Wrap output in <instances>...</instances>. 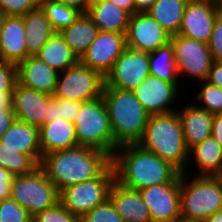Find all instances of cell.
I'll list each match as a JSON object with an SVG mask.
<instances>
[{"label": "cell", "mask_w": 222, "mask_h": 222, "mask_svg": "<svg viewBox=\"0 0 222 222\" xmlns=\"http://www.w3.org/2000/svg\"><path fill=\"white\" fill-rule=\"evenodd\" d=\"M16 120L13 110H0V139Z\"/></svg>", "instance_id": "cell-43"}, {"label": "cell", "mask_w": 222, "mask_h": 222, "mask_svg": "<svg viewBox=\"0 0 222 222\" xmlns=\"http://www.w3.org/2000/svg\"><path fill=\"white\" fill-rule=\"evenodd\" d=\"M51 98V95L16 82L13 90V111L16 119L40 128L45 123L47 102Z\"/></svg>", "instance_id": "cell-17"}, {"label": "cell", "mask_w": 222, "mask_h": 222, "mask_svg": "<svg viewBox=\"0 0 222 222\" xmlns=\"http://www.w3.org/2000/svg\"><path fill=\"white\" fill-rule=\"evenodd\" d=\"M104 99L114 138V152L123 145L138 144L145 132L150 114L134 91L104 87Z\"/></svg>", "instance_id": "cell-3"}, {"label": "cell", "mask_w": 222, "mask_h": 222, "mask_svg": "<svg viewBox=\"0 0 222 222\" xmlns=\"http://www.w3.org/2000/svg\"><path fill=\"white\" fill-rule=\"evenodd\" d=\"M188 1L189 0H156L147 13L171 36L177 35Z\"/></svg>", "instance_id": "cell-30"}, {"label": "cell", "mask_w": 222, "mask_h": 222, "mask_svg": "<svg viewBox=\"0 0 222 222\" xmlns=\"http://www.w3.org/2000/svg\"><path fill=\"white\" fill-rule=\"evenodd\" d=\"M37 56L59 73L79 61L60 32H55L52 35Z\"/></svg>", "instance_id": "cell-28"}, {"label": "cell", "mask_w": 222, "mask_h": 222, "mask_svg": "<svg viewBox=\"0 0 222 222\" xmlns=\"http://www.w3.org/2000/svg\"><path fill=\"white\" fill-rule=\"evenodd\" d=\"M3 17H4V14L0 10V31H1V25H2V21H3Z\"/></svg>", "instance_id": "cell-51"}, {"label": "cell", "mask_w": 222, "mask_h": 222, "mask_svg": "<svg viewBox=\"0 0 222 222\" xmlns=\"http://www.w3.org/2000/svg\"><path fill=\"white\" fill-rule=\"evenodd\" d=\"M5 148L30 155L38 164L42 158L39 128L16 119L0 139Z\"/></svg>", "instance_id": "cell-23"}, {"label": "cell", "mask_w": 222, "mask_h": 222, "mask_svg": "<svg viewBox=\"0 0 222 222\" xmlns=\"http://www.w3.org/2000/svg\"><path fill=\"white\" fill-rule=\"evenodd\" d=\"M86 13L99 31L126 34L131 14L110 0H90Z\"/></svg>", "instance_id": "cell-24"}, {"label": "cell", "mask_w": 222, "mask_h": 222, "mask_svg": "<svg viewBox=\"0 0 222 222\" xmlns=\"http://www.w3.org/2000/svg\"><path fill=\"white\" fill-rule=\"evenodd\" d=\"M56 119H61L58 112V104L51 98L47 102V112L45 115V123L51 122Z\"/></svg>", "instance_id": "cell-45"}, {"label": "cell", "mask_w": 222, "mask_h": 222, "mask_svg": "<svg viewBox=\"0 0 222 222\" xmlns=\"http://www.w3.org/2000/svg\"><path fill=\"white\" fill-rule=\"evenodd\" d=\"M136 13L148 12L156 0H134Z\"/></svg>", "instance_id": "cell-49"}, {"label": "cell", "mask_w": 222, "mask_h": 222, "mask_svg": "<svg viewBox=\"0 0 222 222\" xmlns=\"http://www.w3.org/2000/svg\"><path fill=\"white\" fill-rule=\"evenodd\" d=\"M149 76V53L126 47L105 77L104 87L133 91Z\"/></svg>", "instance_id": "cell-11"}, {"label": "cell", "mask_w": 222, "mask_h": 222, "mask_svg": "<svg viewBox=\"0 0 222 222\" xmlns=\"http://www.w3.org/2000/svg\"><path fill=\"white\" fill-rule=\"evenodd\" d=\"M109 199L124 222H152L150 210L139 191L115 181L110 188Z\"/></svg>", "instance_id": "cell-22"}, {"label": "cell", "mask_w": 222, "mask_h": 222, "mask_svg": "<svg viewBox=\"0 0 222 222\" xmlns=\"http://www.w3.org/2000/svg\"><path fill=\"white\" fill-rule=\"evenodd\" d=\"M0 167L10 171L14 176H19L32 173L39 164L30 155L5 148L0 141Z\"/></svg>", "instance_id": "cell-33"}, {"label": "cell", "mask_w": 222, "mask_h": 222, "mask_svg": "<svg viewBox=\"0 0 222 222\" xmlns=\"http://www.w3.org/2000/svg\"><path fill=\"white\" fill-rule=\"evenodd\" d=\"M66 6L76 8L80 10L82 13H86L90 0H55Z\"/></svg>", "instance_id": "cell-46"}, {"label": "cell", "mask_w": 222, "mask_h": 222, "mask_svg": "<svg viewBox=\"0 0 222 222\" xmlns=\"http://www.w3.org/2000/svg\"><path fill=\"white\" fill-rule=\"evenodd\" d=\"M79 222H124V220L115 210L110 199H107L84 215Z\"/></svg>", "instance_id": "cell-35"}, {"label": "cell", "mask_w": 222, "mask_h": 222, "mask_svg": "<svg viewBox=\"0 0 222 222\" xmlns=\"http://www.w3.org/2000/svg\"><path fill=\"white\" fill-rule=\"evenodd\" d=\"M206 82L222 89V61L213 62Z\"/></svg>", "instance_id": "cell-42"}, {"label": "cell", "mask_w": 222, "mask_h": 222, "mask_svg": "<svg viewBox=\"0 0 222 222\" xmlns=\"http://www.w3.org/2000/svg\"><path fill=\"white\" fill-rule=\"evenodd\" d=\"M152 222H178L180 213V174L170 183L139 190Z\"/></svg>", "instance_id": "cell-13"}, {"label": "cell", "mask_w": 222, "mask_h": 222, "mask_svg": "<svg viewBox=\"0 0 222 222\" xmlns=\"http://www.w3.org/2000/svg\"><path fill=\"white\" fill-rule=\"evenodd\" d=\"M126 47L153 52L170 42L171 35L147 12L131 15L125 34Z\"/></svg>", "instance_id": "cell-15"}, {"label": "cell", "mask_w": 222, "mask_h": 222, "mask_svg": "<svg viewBox=\"0 0 222 222\" xmlns=\"http://www.w3.org/2000/svg\"><path fill=\"white\" fill-rule=\"evenodd\" d=\"M23 20L27 57L37 56L55 31L39 5L24 15Z\"/></svg>", "instance_id": "cell-26"}, {"label": "cell", "mask_w": 222, "mask_h": 222, "mask_svg": "<svg viewBox=\"0 0 222 222\" xmlns=\"http://www.w3.org/2000/svg\"><path fill=\"white\" fill-rule=\"evenodd\" d=\"M196 93L193 96L185 95L184 97L193 101L197 107L205 109L211 114H221L222 113V89L209 84L206 81L195 83ZM199 90V91H197ZM188 96V97H187ZM190 97H193L190 99ZM194 99V100H193Z\"/></svg>", "instance_id": "cell-32"}, {"label": "cell", "mask_w": 222, "mask_h": 222, "mask_svg": "<svg viewBox=\"0 0 222 222\" xmlns=\"http://www.w3.org/2000/svg\"><path fill=\"white\" fill-rule=\"evenodd\" d=\"M118 7L126 10L131 15L136 13L135 1L134 0H110Z\"/></svg>", "instance_id": "cell-48"}, {"label": "cell", "mask_w": 222, "mask_h": 222, "mask_svg": "<svg viewBox=\"0 0 222 222\" xmlns=\"http://www.w3.org/2000/svg\"><path fill=\"white\" fill-rule=\"evenodd\" d=\"M39 136L42 156L78 146L74 123L63 118L44 123Z\"/></svg>", "instance_id": "cell-25"}, {"label": "cell", "mask_w": 222, "mask_h": 222, "mask_svg": "<svg viewBox=\"0 0 222 222\" xmlns=\"http://www.w3.org/2000/svg\"><path fill=\"white\" fill-rule=\"evenodd\" d=\"M17 82V65L0 60V92L13 91Z\"/></svg>", "instance_id": "cell-39"}, {"label": "cell", "mask_w": 222, "mask_h": 222, "mask_svg": "<svg viewBox=\"0 0 222 222\" xmlns=\"http://www.w3.org/2000/svg\"><path fill=\"white\" fill-rule=\"evenodd\" d=\"M179 104L176 110L183 128L184 142L188 150L211 137L214 115L194 103Z\"/></svg>", "instance_id": "cell-18"}, {"label": "cell", "mask_w": 222, "mask_h": 222, "mask_svg": "<svg viewBox=\"0 0 222 222\" xmlns=\"http://www.w3.org/2000/svg\"><path fill=\"white\" fill-rule=\"evenodd\" d=\"M59 72L38 56L26 57L17 64V82L30 89L53 96Z\"/></svg>", "instance_id": "cell-19"}, {"label": "cell", "mask_w": 222, "mask_h": 222, "mask_svg": "<svg viewBox=\"0 0 222 222\" xmlns=\"http://www.w3.org/2000/svg\"><path fill=\"white\" fill-rule=\"evenodd\" d=\"M10 198L34 216L59 203L60 192L38 167L32 173L13 177Z\"/></svg>", "instance_id": "cell-7"}, {"label": "cell", "mask_w": 222, "mask_h": 222, "mask_svg": "<svg viewBox=\"0 0 222 222\" xmlns=\"http://www.w3.org/2000/svg\"><path fill=\"white\" fill-rule=\"evenodd\" d=\"M32 222H79V219L59 202L55 206L35 214Z\"/></svg>", "instance_id": "cell-36"}, {"label": "cell", "mask_w": 222, "mask_h": 222, "mask_svg": "<svg viewBox=\"0 0 222 222\" xmlns=\"http://www.w3.org/2000/svg\"><path fill=\"white\" fill-rule=\"evenodd\" d=\"M105 78L78 61L59 73L54 97L87 102L102 96Z\"/></svg>", "instance_id": "cell-10"}, {"label": "cell", "mask_w": 222, "mask_h": 222, "mask_svg": "<svg viewBox=\"0 0 222 222\" xmlns=\"http://www.w3.org/2000/svg\"><path fill=\"white\" fill-rule=\"evenodd\" d=\"M221 10L222 0H189L178 35L208 44L215 19Z\"/></svg>", "instance_id": "cell-12"}, {"label": "cell", "mask_w": 222, "mask_h": 222, "mask_svg": "<svg viewBox=\"0 0 222 222\" xmlns=\"http://www.w3.org/2000/svg\"><path fill=\"white\" fill-rule=\"evenodd\" d=\"M39 5L38 0H0L4 16H24Z\"/></svg>", "instance_id": "cell-37"}, {"label": "cell", "mask_w": 222, "mask_h": 222, "mask_svg": "<svg viewBox=\"0 0 222 222\" xmlns=\"http://www.w3.org/2000/svg\"><path fill=\"white\" fill-rule=\"evenodd\" d=\"M0 110H13V91L0 92Z\"/></svg>", "instance_id": "cell-47"}, {"label": "cell", "mask_w": 222, "mask_h": 222, "mask_svg": "<svg viewBox=\"0 0 222 222\" xmlns=\"http://www.w3.org/2000/svg\"><path fill=\"white\" fill-rule=\"evenodd\" d=\"M33 216L12 198L0 201V222H32Z\"/></svg>", "instance_id": "cell-34"}, {"label": "cell", "mask_w": 222, "mask_h": 222, "mask_svg": "<svg viewBox=\"0 0 222 222\" xmlns=\"http://www.w3.org/2000/svg\"><path fill=\"white\" fill-rule=\"evenodd\" d=\"M184 90L180 91L174 84L150 75L133 91L143 108L150 115H157L176 111L181 103L177 102L181 100V93H187V89Z\"/></svg>", "instance_id": "cell-14"}, {"label": "cell", "mask_w": 222, "mask_h": 222, "mask_svg": "<svg viewBox=\"0 0 222 222\" xmlns=\"http://www.w3.org/2000/svg\"><path fill=\"white\" fill-rule=\"evenodd\" d=\"M52 99L58 104L59 116L69 122L74 123L77 117L81 103L80 101L66 100L58 97L52 96Z\"/></svg>", "instance_id": "cell-40"}, {"label": "cell", "mask_w": 222, "mask_h": 222, "mask_svg": "<svg viewBox=\"0 0 222 222\" xmlns=\"http://www.w3.org/2000/svg\"><path fill=\"white\" fill-rule=\"evenodd\" d=\"M194 166L198 171L192 174ZM184 173L195 176H222V146L211 136L192 147Z\"/></svg>", "instance_id": "cell-21"}, {"label": "cell", "mask_w": 222, "mask_h": 222, "mask_svg": "<svg viewBox=\"0 0 222 222\" xmlns=\"http://www.w3.org/2000/svg\"><path fill=\"white\" fill-rule=\"evenodd\" d=\"M115 182L112 164L96 179L74 184L60 192V202L79 220L96 206L109 199V192Z\"/></svg>", "instance_id": "cell-9"}, {"label": "cell", "mask_w": 222, "mask_h": 222, "mask_svg": "<svg viewBox=\"0 0 222 222\" xmlns=\"http://www.w3.org/2000/svg\"><path fill=\"white\" fill-rule=\"evenodd\" d=\"M222 209V176L180 173L181 220L203 222Z\"/></svg>", "instance_id": "cell-5"}, {"label": "cell", "mask_w": 222, "mask_h": 222, "mask_svg": "<svg viewBox=\"0 0 222 222\" xmlns=\"http://www.w3.org/2000/svg\"><path fill=\"white\" fill-rule=\"evenodd\" d=\"M138 145L170 163L180 173L185 172L189 150L184 142L182 123L177 111L150 115Z\"/></svg>", "instance_id": "cell-4"}, {"label": "cell", "mask_w": 222, "mask_h": 222, "mask_svg": "<svg viewBox=\"0 0 222 222\" xmlns=\"http://www.w3.org/2000/svg\"><path fill=\"white\" fill-rule=\"evenodd\" d=\"M111 164L115 171V181L136 191L170 183L180 174L170 163L138 144L118 147L111 158Z\"/></svg>", "instance_id": "cell-2"}, {"label": "cell", "mask_w": 222, "mask_h": 222, "mask_svg": "<svg viewBox=\"0 0 222 222\" xmlns=\"http://www.w3.org/2000/svg\"><path fill=\"white\" fill-rule=\"evenodd\" d=\"M110 165L107 153L77 146L43 155L39 167L61 192L68 186L98 178Z\"/></svg>", "instance_id": "cell-1"}, {"label": "cell", "mask_w": 222, "mask_h": 222, "mask_svg": "<svg viewBox=\"0 0 222 222\" xmlns=\"http://www.w3.org/2000/svg\"><path fill=\"white\" fill-rule=\"evenodd\" d=\"M22 16H4L0 31V60L18 64L27 57Z\"/></svg>", "instance_id": "cell-20"}, {"label": "cell", "mask_w": 222, "mask_h": 222, "mask_svg": "<svg viewBox=\"0 0 222 222\" xmlns=\"http://www.w3.org/2000/svg\"><path fill=\"white\" fill-rule=\"evenodd\" d=\"M203 222H222V209L206 218Z\"/></svg>", "instance_id": "cell-50"}, {"label": "cell", "mask_w": 222, "mask_h": 222, "mask_svg": "<svg viewBox=\"0 0 222 222\" xmlns=\"http://www.w3.org/2000/svg\"><path fill=\"white\" fill-rule=\"evenodd\" d=\"M170 42L174 47L181 84L183 88L193 85L194 92V83L206 81L214 62L208 44L178 34L171 36ZM188 78L192 81L191 84L184 82L186 79L189 80Z\"/></svg>", "instance_id": "cell-8"}, {"label": "cell", "mask_w": 222, "mask_h": 222, "mask_svg": "<svg viewBox=\"0 0 222 222\" xmlns=\"http://www.w3.org/2000/svg\"><path fill=\"white\" fill-rule=\"evenodd\" d=\"M78 146L101 150L111 158L114 155V138L108 111L103 97L82 102L74 121Z\"/></svg>", "instance_id": "cell-6"}, {"label": "cell", "mask_w": 222, "mask_h": 222, "mask_svg": "<svg viewBox=\"0 0 222 222\" xmlns=\"http://www.w3.org/2000/svg\"><path fill=\"white\" fill-rule=\"evenodd\" d=\"M125 48V34L100 31L79 61L105 78Z\"/></svg>", "instance_id": "cell-16"}, {"label": "cell", "mask_w": 222, "mask_h": 222, "mask_svg": "<svg viewBox=\"0 0 222 222\" xmlns=\"http://www.w3.org/2000/svg\"><path fill=\"white\" fill-rule=\"evenodd\" d=\"M149 69L151 76L174 84L180 91L183 90L171 42L149 53Z\"/></svg>", "instance_id": "cell-29"}, {"label": "cell", "mask_w": 222, "mask_h": 222, "mask_svg": "<svg viewBox=\"0 0 222 222\" xmlns=\"http://www.w3.org/2000/svg\"><path fill=\"white\" fill-rule=\"evenodd\" d=\"M211 136L222 146V113L214 115Z\"/></svg>", "instance_id": "cell-44"}, {"label": "cell", "mask_w": 222, "mask_h": 222, "mask_svg": "<svg viewBox=\"0 0 222 222\" xmlns=\"http://www.w3.org/2000/svg\"><path fill=\"white\" fill-rule=\"evenodd\" d=\"M14 175L0 167V201L10 198L11 183Z\"/></svg>", "instance_id": "cell-41"}, {"label": "cell", "mask_w": 222, "mask_h": 222, "mask_svg": "<svg viewBox=\"0 0 222 222\" xmlns=\"http://www.w3.org/2000/svg\"><path fill=\"white\" fill-rule=\"evenodd\" d=\"M208 47L213 61H222V10L218 13L215 19Z\"/></svg>", "instance_id": "cell-38"}, {"label": "cell", "mask_w": 222, "mask_h": 222, "mask_svg": "<svg viewBox=\"0 0 222 222\" xmlns=\"http://www.w3.org/2000/svg\"><path fill=\"white\" fill-rule=\"evenodd\" d=\"M39 6L55 32H61L64 28L69 27L82 14L80 10L55 0H40Z\"/></svg>", "instance_id": "cell-31"}, {"label": "cell", "mask_w": 222, "mask_h": 222, "mask_svg": "<svg viewBox=\"0 0 222 222\" xmlns=\"http://www.w3.org/2000/svg\"><path fill=\"white\" fill-rule=\"evenodd\" d=\"M99 32L87 13H82L73 24L64 28L60 34L71 48L72 53L80 60Z\"/></svg>", "instance_id": "cell-27"}]
</instances>
